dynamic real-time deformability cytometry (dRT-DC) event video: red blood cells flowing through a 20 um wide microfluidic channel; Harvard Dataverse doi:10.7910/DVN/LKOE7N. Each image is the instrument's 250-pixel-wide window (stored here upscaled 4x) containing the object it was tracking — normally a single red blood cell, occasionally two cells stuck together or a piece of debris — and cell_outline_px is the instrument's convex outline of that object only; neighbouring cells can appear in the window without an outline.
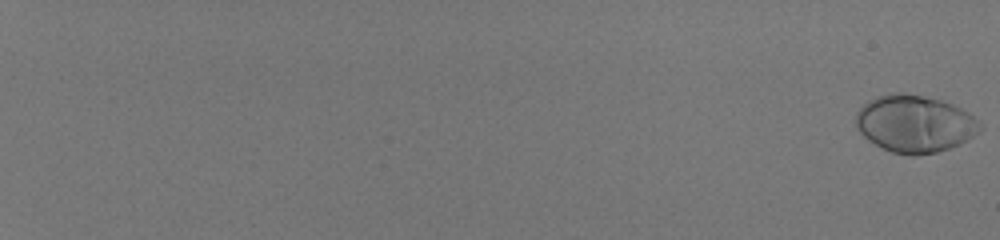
{"species": "human", "species_latin": "Homo sapiens", "temperature_condition": "room temperature", "stored_images_in_passage": 58, "camera_frame_rate_fps": 3000, "um_per_image_px": 0.085, "donor": {"sex": "male"}, "frame": {"image": 1, "passage_image": 1, "time_ms": 0.0, "image_size_px": [1000, 240], "cell_outline_px": [[984, 128], [980, 132], [960, 144], [936, 152], [916, 156], [912, 156], [892, 152], [868, 140], [856, 128], [856, 112], [868, 100], [876, 96], [892, 92], [904, 92], [924, 96], [940, 100], [952, 104], [968, 112], [980, 120], [984, 124]], "centroid_in_image_um": [77.78, 10.51], "position_along_channel_um": 7.2, "area_um2": 41.79}}
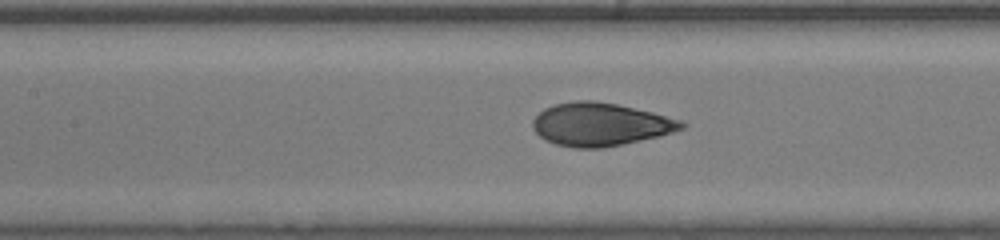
{"frame": {"image": 2, "passage_image": 34, "time_ms": 11.0, "image_size_px": [1000, 240], "cell_outline_px": [[688, 124], [684, 128], [660, 136], [604, 148], [576, 148], [556, 144], [544, 140], [532, 128], [532, 120], [544, 108], [552, 104], [576, 100], [592, 100], [616, 104], [652, 112], [684, 120]], "centroid_in_image_um": [51.03, 10.57], "position_along_channel_um": 156.4, "area_um2": 37.57}}
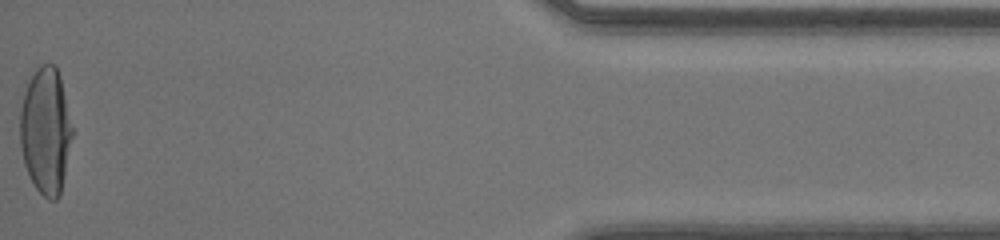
{"frame": {"image": 3, "passage_image": 58, "time_ms": 19.0, "image_size_px": [1000, 240], "cell_outline_px": [[72, 136], [60, 196], [56, 200], [48, 200], [36, 188], [24, 164], [20, 148], [20, 108], [24, 92], [36, 68], [40, 64], [56, 64], [60, 76], [72, 128]], "centroid_in_image_um": [3.87, 11.11], "position_along_channel_um": 431.3, "area_um2": 38.26}, "authors_computed_cell_mechanics": {"area_um2": 37.4833, "velocity_mm_per_s": 4.1298, "shape_relaxation_time_tau1_ms": 4.2238, "shape_relaxation_time_tau2_ms": null, "deformation_change_tau1": 0.2273, "deformation_change_tau2": null}}